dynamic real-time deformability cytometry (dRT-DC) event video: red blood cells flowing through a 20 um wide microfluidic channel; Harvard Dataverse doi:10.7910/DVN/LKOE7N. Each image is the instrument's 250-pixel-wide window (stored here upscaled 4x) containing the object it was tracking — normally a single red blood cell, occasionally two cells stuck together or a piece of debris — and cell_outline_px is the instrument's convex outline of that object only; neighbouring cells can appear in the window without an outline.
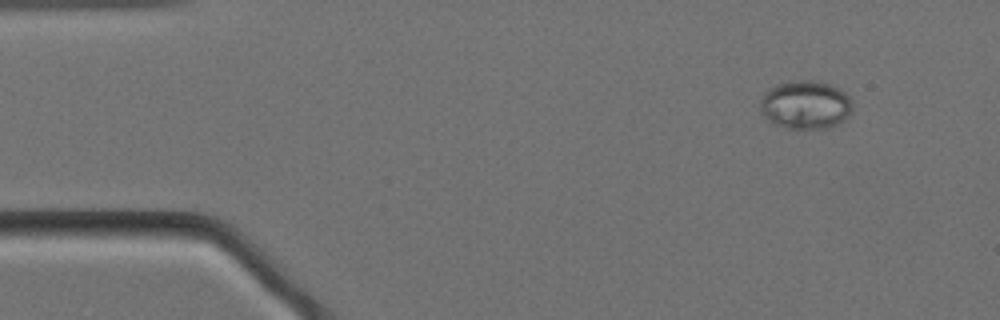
{"species": "Egyptian fruit bat (a non-hibernating species)", "species_latin": "Rousettus aegyptiacus", "temperature_condition": "cold", "stored_images_in_passage": 53, "camera_frame_rate_fps": 3000, "um_per_image_px": 0.085, "animal": {"sex": "female"}, "frame": {"image": 1, "passage_image": 1, "time_ms": 0.0, "image_size_px": [1000, 320], "cell_outline_px": [[852, 108], [848, 116], [844, 120], [828, 128], [788, 128], [772, 124], [760, 112], [760, 100], [764, 92], [768, 88], [776, 84], [792, 80], [812, 80], [832, 84], [840, 88], [852, 100]], "centroid_in_image_um": [68.44, 8.89], "position_along_channel_um": 16.6, "area_um2": 26.41}}
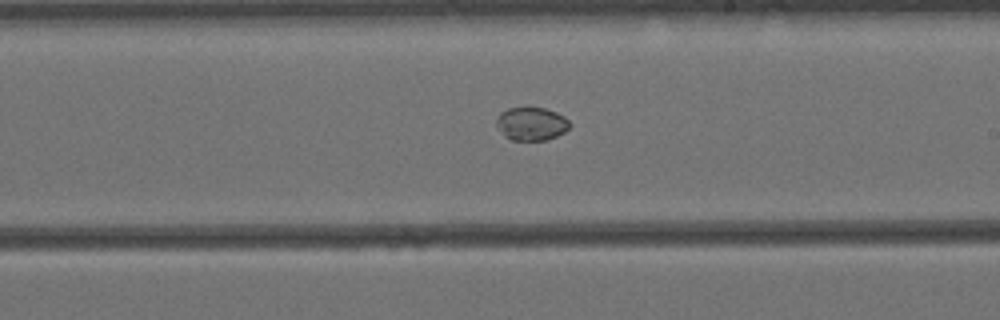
{"frame": {"image": 2, "passage_image": 28, "time_ms": 9.0, "image_size_px": [1000, 320], "cell_outline_px": [[572, 124], [564, 132], [548, 140], [512, 140], [504, 136], [496, 124], [496, 120], [500, 112], [508, 108], [544, 108], [556, 112], [564, 116]], "centroid_in_image_um": [45.17, 10.53], "position_along_channel_um": 243.8, "area_um2": 14.16}}
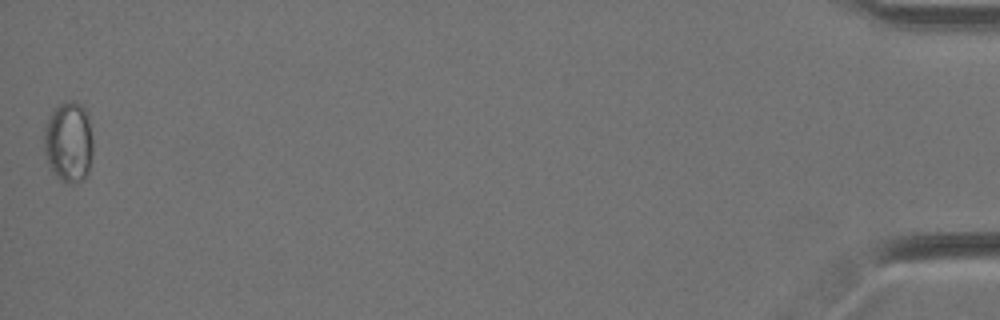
{"frame": {"image": 3, "passage_image": 53, "time_ms": 17.333, "image_size_px": [1000, 320], "cell_outline_px": [[92, 156], [88, 172], [80, 180], [72, 184], [60, 180], [48, 168], [44, 152], [44, 128], [52, 108], [60, 104], [72, 100], [76, 100], [88, 112], [92, 136]], "centroid_in_image_um": [5.82, 12.05], "position_along_channel_um": 429.4, "area_um2": 23.47}}